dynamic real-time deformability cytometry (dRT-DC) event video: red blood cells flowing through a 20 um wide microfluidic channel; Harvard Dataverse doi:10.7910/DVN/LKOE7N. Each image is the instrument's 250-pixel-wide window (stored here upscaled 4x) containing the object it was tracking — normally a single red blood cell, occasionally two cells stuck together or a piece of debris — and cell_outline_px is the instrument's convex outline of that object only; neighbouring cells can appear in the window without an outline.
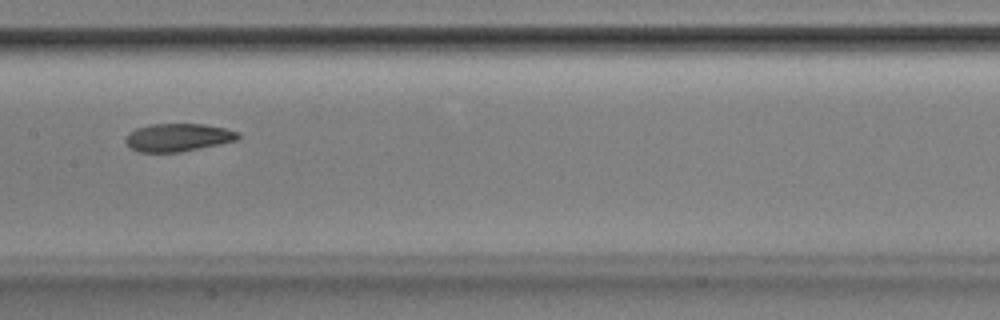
{"species": "Egyptian fruit bat (a non-hibernating species)", "species_latin": "Rousettus aegyptiacus", "temperature_condition": "room temperature", "stored_images_in_passage": 53, "camera_frame_rate_fps": 3000, "um_per_image_px": 0.085, "animal": {"sex": "male"}, "frame": {"image": 1, "passage_image": 27, "time_ms": 8.667, "image_size_px": [1000, 320], "cell_outline_px": [[240, 136], [236, 140], [180, 152], [136, 152], [124, 140], [128, 132], [136, 128], [148, 124], [204, 124], [224, 128], [236, 132]], "centroid_in_image_um": [15.06, 11.68], "position_along_channel_um": 192.3, "area_um2": 18.15}}
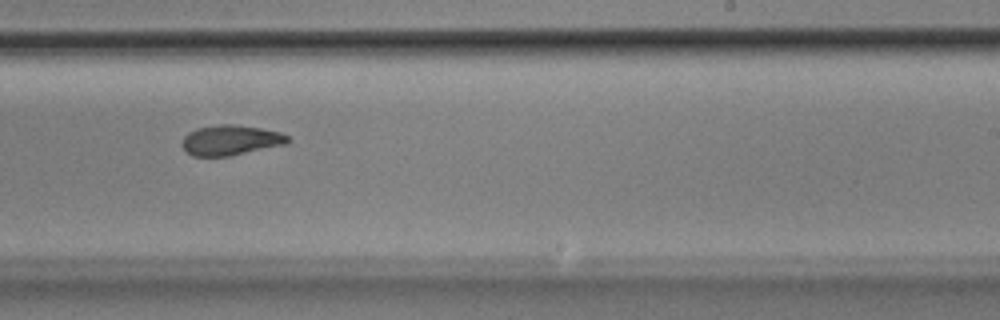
{"frame": {"image": 2, "passage_image": 33, "time_ms": 10.667, "image_size_px": [1000, 320], "cell_outline_px": [[292, 140], [288, 144], [228, 156], [192, 156], [180, 144], [184, 136], [188, 132], [196, 128], [220, 124], [236, 124], [260, 128], [280, 132], [288, 136]], "centroid_in_image_um": [19.62, 11.91], "position_along_channel_um": 269.4, "area_um2": 18.73}}
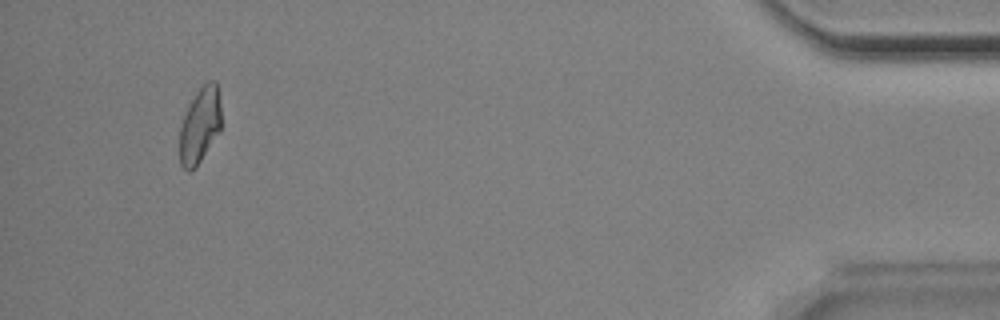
{"frame": {"image": 3, "passage_image": 50, "time_ms": 16.333, "image_size_px": [1000, 320], "cell_outline_px": [[220, 132], [192, 172], [188, 172], [180, 164], [180, 128], [184, 116], [196, 92], [208, 80], [216, 80], [220, 104]], "centroid_in_image_um": [17.0, 10.67], "position_along_channel_um": 418.2, "area_um2": 18.15}, "authors_computed_cell_mechanics": {"area_um2": 18.9584, "velocity_mm_per_s": 3.8937, "shape_relaxation_time_tau1_ms": 7.9652, "shape_relaxation_time_tau2_ms": 4.1649, "deformation_change_tau1": 0.2303, "deformation_change_tau2": 0.11}}